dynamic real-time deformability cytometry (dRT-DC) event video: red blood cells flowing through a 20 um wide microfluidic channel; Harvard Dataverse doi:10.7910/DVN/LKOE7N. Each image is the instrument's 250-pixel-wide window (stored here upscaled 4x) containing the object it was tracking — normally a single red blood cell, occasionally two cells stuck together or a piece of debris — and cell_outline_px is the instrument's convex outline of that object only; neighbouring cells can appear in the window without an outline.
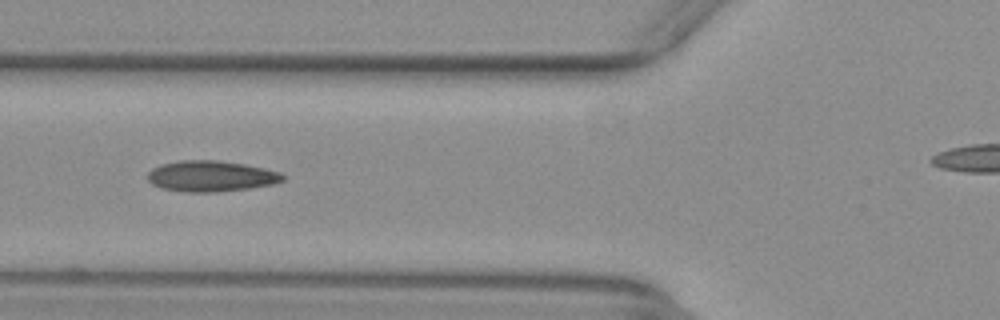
{"species": "common noctule bat (a hibernating species)", "species_latin": "Nyctalus noctula", "temperature_condition": "warm", "stored_images_in_passage": 48, "camera_frame_rate_fps": 3000, "um_per_image_px": 0.085, "animal": {"sex": "female", "body_mass_g": 29.2, "forearm_length_mm": 56.3}, "frame": {"image": 1, "passage_image": 21, "time_ms": 6.667, "image_size_px": [1000, 320], "cell_outline_px": [[284, 180], [272, 184], [248, 188], [216, 192], [184, 192], [160, 188], [152, 184], [148, 180], [148, 172], [152, 168], [160, 164], [180, 160], [216, 160], [244, 164], [264, 168], [280, 172], [284, 176]], "centroid_in_image_um": [17.89, 14.97], "position_along_channel_um": 107.9, "area_um2": 24.33}}
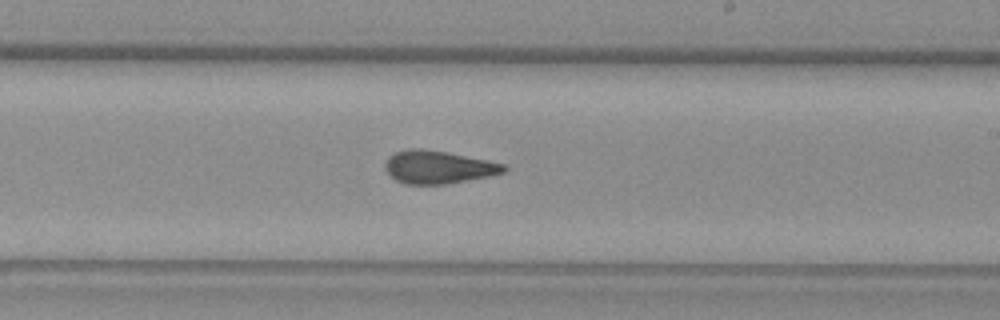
{"frame": {"image": 2, "passage_image": 32, "time_ms": 10.333, "image_size_px": [1000, 320], "cell_outline_px": [[508, 168], [504, 172], [488, 176], [444, 184], [404, 184], [396, 180], [384, 168], [384, 164], [388, 156], [392, 152], [408, 148], [420, 148], [448, 152], [504, 164]], "centroid_in_image_um": [37.19, 14.19], "position_along_channel_um": 251.8, "area_um2": 22.72}}
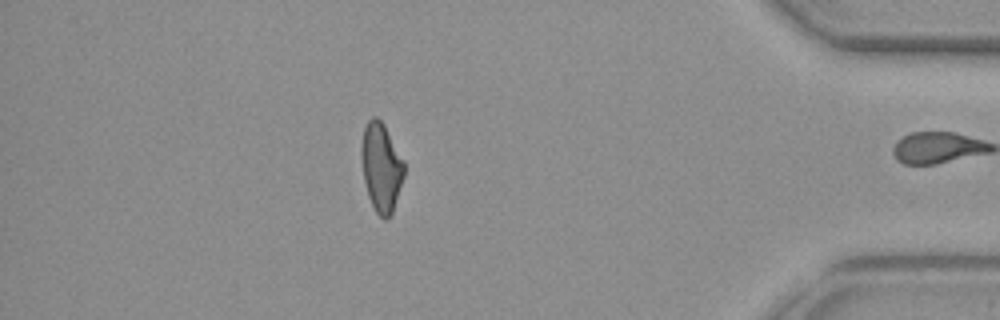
{"frame": {"image": 3, "passage_image": 47, "time_ms": 15.333, "image_size_px": [1000, 320], "cell_outline_px": [[404, 176], [392, 212], [388, 220], [384, 220], [376, 212], [368, 196], [364, 180], [360, 156], [360, 148], [364, 128], [368, 120], [372, 116], [376, 116], [384, 124], [404, 160]], "centroid_in_image_um": [32.39, 14.2], "position_along_channel_um": 402.8, "area_um2": 22.2}, "authors_computed_cell_mechanics": {"area_um2": 22.831, "velocity_mm_per_s": 3.9221, "shape_relaxation_time_tau1_ms": 10.7595, "shape_relaxation_time_tau2_ms": 2.0981, "deformation_change_tau1": 0.2419, "deformation_change_tau2": 0.0863}}